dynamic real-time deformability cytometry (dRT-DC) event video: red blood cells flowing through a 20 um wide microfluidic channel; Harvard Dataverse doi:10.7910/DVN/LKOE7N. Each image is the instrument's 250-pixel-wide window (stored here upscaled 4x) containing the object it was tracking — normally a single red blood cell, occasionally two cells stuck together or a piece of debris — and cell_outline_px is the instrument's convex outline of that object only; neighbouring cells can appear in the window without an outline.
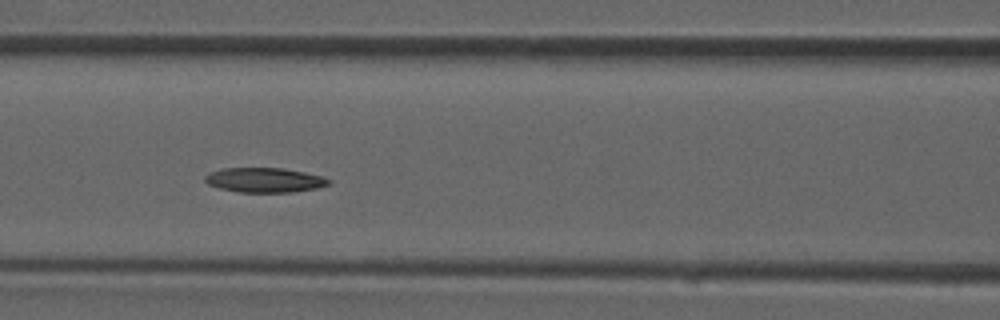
{"species": "common noctule bat (a hibernating species)", "species_latin": "Nyctalus noctula", "temperature_condition": "room temperature", "stored_images_in_passage": 17, "camera_frame_rate_fps": 3000, "um_per_image_px": 0.085, "animal": {"sex": "male", "forearm_length_mm": 52.5}, "frame": {"image": 1, "passage_image": 10, "time_ms": 3.0, "image_size_px": [1000, 320], "cell_outline_px": [[332, 180], [328, 184], [316, 188], [292, 192], [240, 192], [220, 188], [208, 184], [204, 180], [204, 176], [220, 168], [280, 168], [304, 172], [324, 176]], "centroid_in_image_um": [22.49, 15.3], "position_along_channel_um": 144.1, "area_um2": 17.69}}
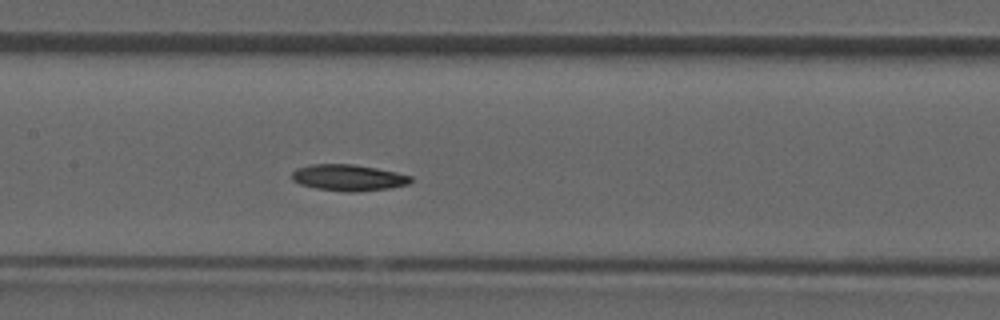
{"frame": {"image": 2, "passage_image": 12, "time_ms": 3.667, "image_size_px": [1000, 320], "cell_outline_px": [[412, 180], [408, 184], [388, 188], [356, 192], [348, 192], [316, 188], [300, 184], [292, 180], [292, 172], [296, 168], [312, 164], [352, 164], [376, 168], [396, 172], [412, 176]], "centroid_in_image_um": [29.6, 15.09], "position_along_channel_um": 177.8, "area_um2": 18.15}}
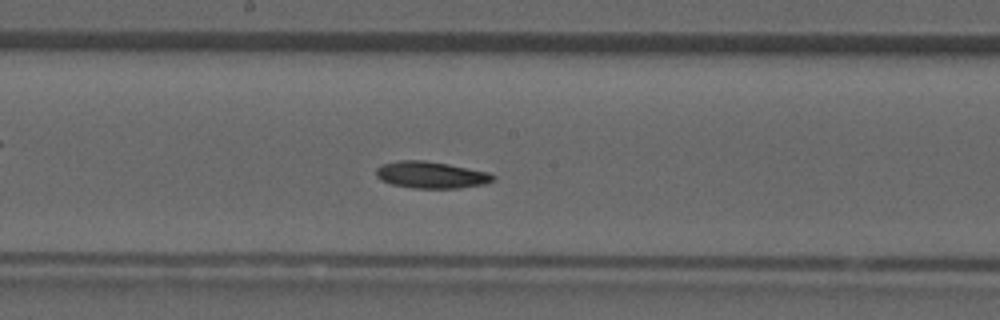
{"frame": {"image": 3, "passage_image": 14, "time_ms": 4.333, "image_size_px": [1000, 320], "cell_outline_px": [[496, 176], [492, 180], [484, 184], [460, 188], [412, 188], [392, 184], [380, 180], [376, 176], [376, 168], [384, 164], [396, 160], [424, 160], [448, 164], [488, 172]], "centroid_in_image_um": [36.61, 14.86], "position_along_channel_um": 211.6, "area_um2": 18.21}}